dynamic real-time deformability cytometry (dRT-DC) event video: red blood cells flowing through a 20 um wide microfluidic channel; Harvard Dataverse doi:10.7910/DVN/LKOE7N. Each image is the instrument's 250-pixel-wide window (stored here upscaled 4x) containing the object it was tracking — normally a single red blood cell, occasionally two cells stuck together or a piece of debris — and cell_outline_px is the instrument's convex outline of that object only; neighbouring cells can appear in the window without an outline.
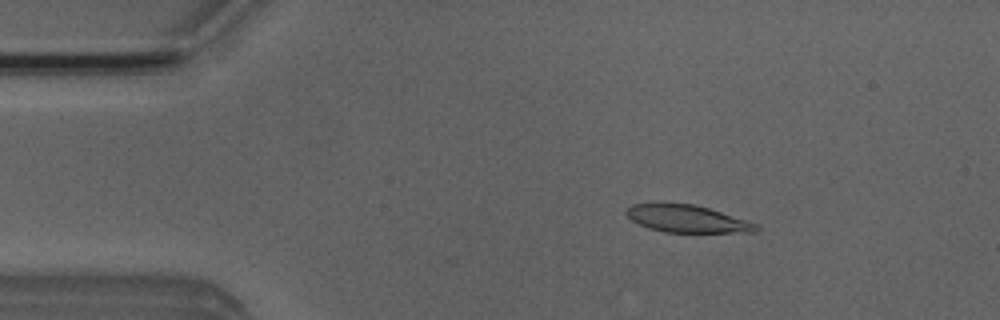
{"species": "Egyptian fruit bat (a non-hibernating species)", "species_latin": "Rousettus aegyptiacus", "temperature_condition": "room temperature", "stored_images_in_passage": 40, "camera_frame_rate_fps": 3000, "um_per_image_px": 0.085, "animal": {"sex": "male"}, "frame": {"image": 1, "passage_image": 8, "time_ms": 2.333, "image_size_px": [1000, 320], "cell_outline_px": [[760, 228], [756, 232], [664, 232], [648, 228], [632, 220], [624, 212], [632, 204], [696, 204], [756, 224]], "centroid_in_image_um": [58.38, 18.61], "position_along_channel_um": 26.6, "area_um2": 20.17}}
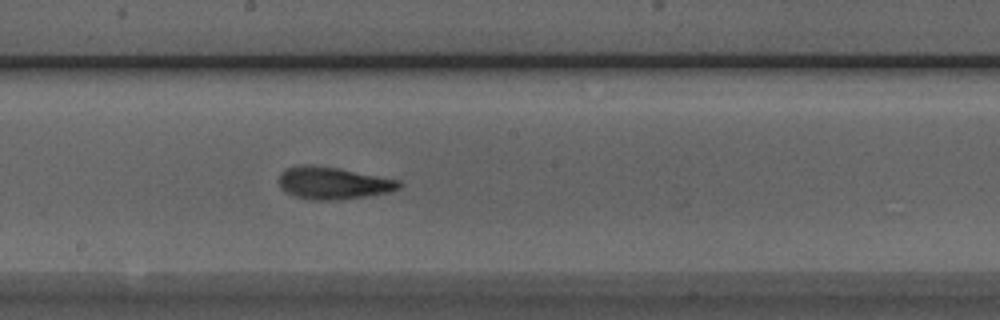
{"frame": {"image": 2, "passage_image": 27, "time_ms": 8.667, "image_size_px": [1000, 320], "cell_outline_px": [[404, 184], [400, 188], [388, 192], [364, 196], [336, 200], [312, 200], [296, 196], [284, 192], [280, 188], [276, 180], [280, 172], [284, 168], [300, 164], [312, 164], [336, 168], [400, 180]], "centroid_in_image_um": [28.23, 15.55], "position_along_channel_um": 220.0, "area_um2": 22.83}}
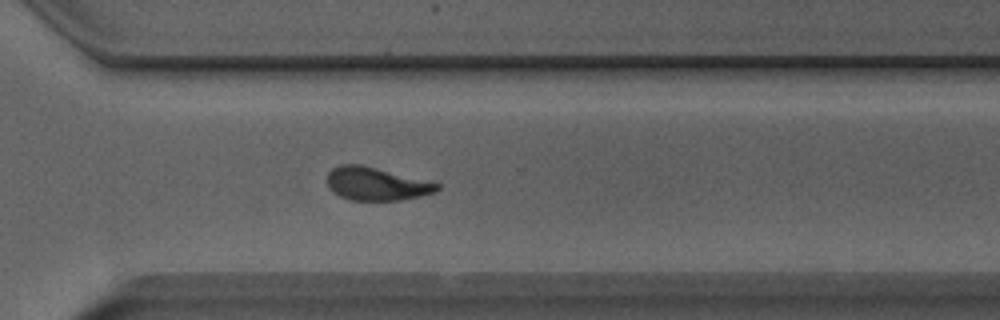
{"frame": {"image": 3, "passage_image": 36, "time_ms": 11.667, "image_size_px": [1000, 320], "cell_outline_px": [[440, 188], [436, 192], [420, 196], [400, 200], [352, 200], [340, 196], [332, 192], [328, 188], [328, 172], [332, 168], [340, 164], [364, 164], [440, 184]], "centroid_in_image_um": [31.96, 15.61], "position_along_channel_um": 338.6, "area_um2": 21.27}, "authors_computed_cell_mechanics": {"area_um2": 22.0218, "velocity_mm_per_s": 3.9601, "shape_relaxation_time_tau1_ms": 4.5981, "shape_relaxation_time_tau2_ms": 1.9221, "deformation_change_tau1": 0.1703, "deformation_change_tau2": 0.1003}}